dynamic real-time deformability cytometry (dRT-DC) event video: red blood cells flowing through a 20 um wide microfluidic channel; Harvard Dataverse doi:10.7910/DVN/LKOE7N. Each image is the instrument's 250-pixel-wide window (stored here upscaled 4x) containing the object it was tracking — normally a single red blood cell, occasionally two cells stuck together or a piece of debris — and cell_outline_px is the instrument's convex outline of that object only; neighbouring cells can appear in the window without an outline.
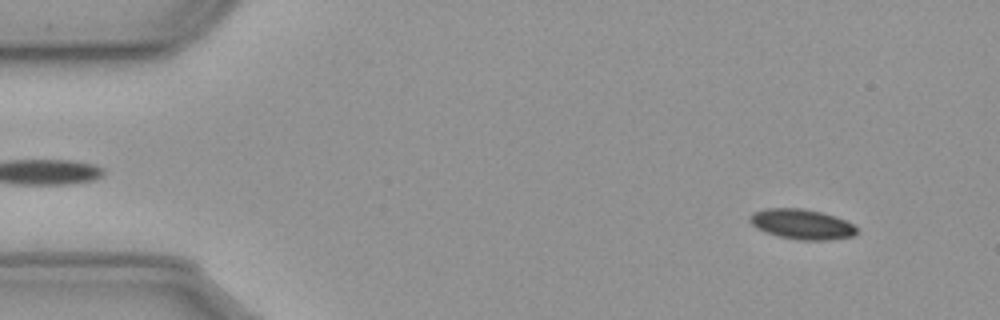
{"species": "common noctule bat (a hibernating species)", "species_latin": "Nyctalus noctula", "temperature_condition": "cold", "stored_images_in_passage": 57, "camera_frame_rate_fps": 3000, "um_per_image_px": 0.085, "animal": {"sex": "male", "body_mass_g": 23.1, "forearm_length_mm": 52.7}, "frame": {"image": 1, "passage_image": 5, "time_ms": 1.333, "image_size_px": [1000, 320], "cell_outline_px": [[856, 232], [852, 236], [820, 240], [800, 240], [780, 236], [756, 228], [752, 224], [752, 216], [756, 212], [764, 208], [804, 208], [820, 212], [844, 220], [852, 224], [856, 228]], "centroid_in_image_um": [68.15, 19.05], "position_along_channel_um": 16.8, "area_um2": 18.09}}
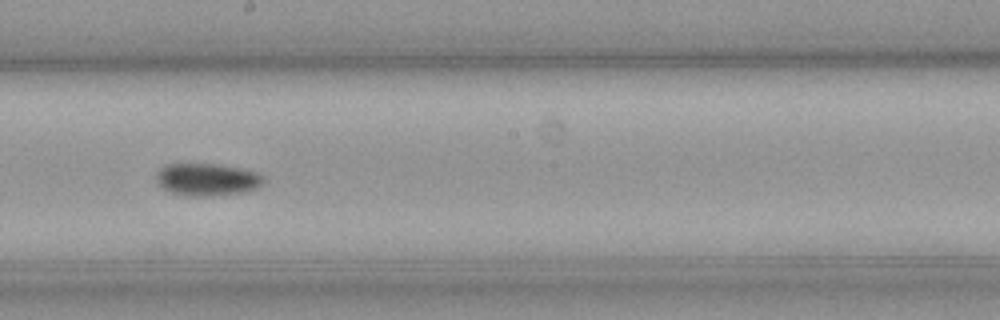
{"frame": {"image": 2, "passage_image": 31, "time_ms": 10.0, "image_size_px": [1000, 320], "cell_outline_px": [[264, 180], [256, 188], [244, 192], [208, 196], [184, 196], [172, 192], [164, 188], [156, 180], [156, 176], [160, 168], [168, 164], [212, 164], [236, 168], [256, 172]], "centroid_in_image_um": [17.56, 15.27], "position_along_channel_um": 230.6, "area_um2": 19.77}}
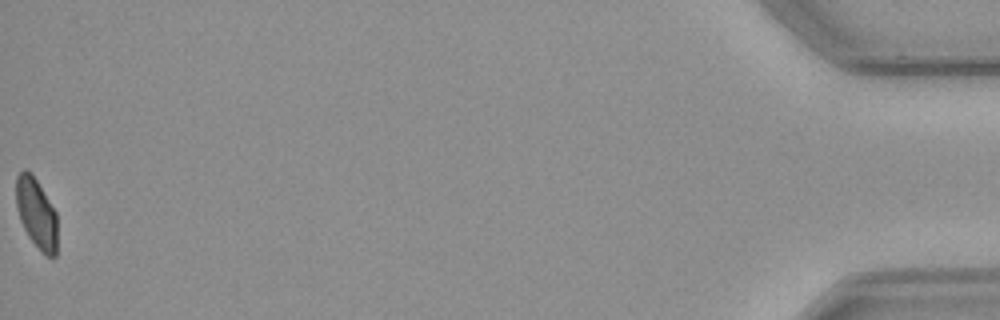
{"frame": {"image": 3, "passage_image": 57, "time_ms": 18.667, "image_size_px": [1000, 320], "cell_outline_px": [[56, 256], [52, 260], [28, 236], [20, 220], [16, 204], [16, 176], [24, 168], [32, 172], [56, 212]], "centroid_in_image_um": [3.08, 18.08], "position_along_channel_um": 432.1, "area_um2": 16.7}}